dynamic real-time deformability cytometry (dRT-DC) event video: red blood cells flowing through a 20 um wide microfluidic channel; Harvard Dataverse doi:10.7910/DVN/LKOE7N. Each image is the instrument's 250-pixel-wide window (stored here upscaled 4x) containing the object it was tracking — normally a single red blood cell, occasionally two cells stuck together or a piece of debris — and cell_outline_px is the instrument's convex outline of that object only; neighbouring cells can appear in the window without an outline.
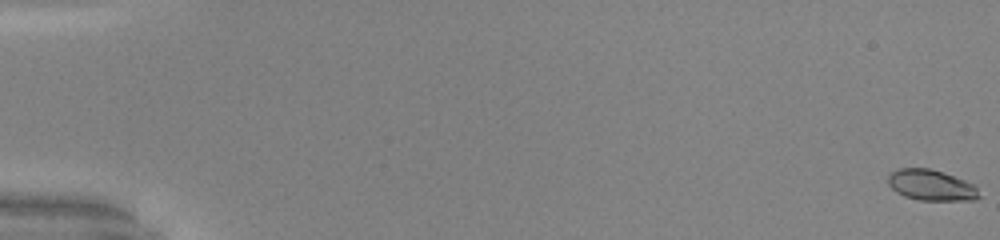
{"species": "common noctule bat (a hibernating species)", "species_latin": "Nyctalus noctula", "temperature_condition": "warm", "stored_images_in_passage": 53, "camera_frame_rate_fps": 3000, "um_per_image_px": 0.085, "animal": {"sex": "male", "body_mass_g": 20.0, "forearm_length_mm": 53.3}, "frame": {"image": 1, "passage_image": 1, "time_ms": 0.0, "image_size_px": [1000, 240], "cell_outline_px": [[980, 196], [976, 200], [920, 200], [904, 196], [896, 192], [888, 184], [888, 172], [896, 168], [928, 168], [976, 184]], "centroid_in_image_um": [79.13, 15.74], "position_along_channel_um": 5.9, "area_um2": 16.42}}
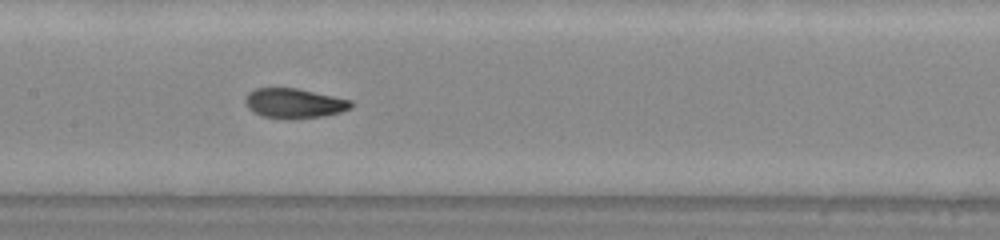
{"frame": {"image": 2, "passage_image": 28, "time_ms": 9.0, "image_size_px": [1000, 240], "cell_outline_px": [[352, 108], [340, 112], [324, 116], [288, 120], [260, 116], [252, 112], [248, 108], [244, 100], [248, 92], [256, 88], [296, 88], [352, 100]], "centroid_in_image_um": [24.98, 8.8], "position_along_channel_um": 182.4, "area_um2": 18.61}}
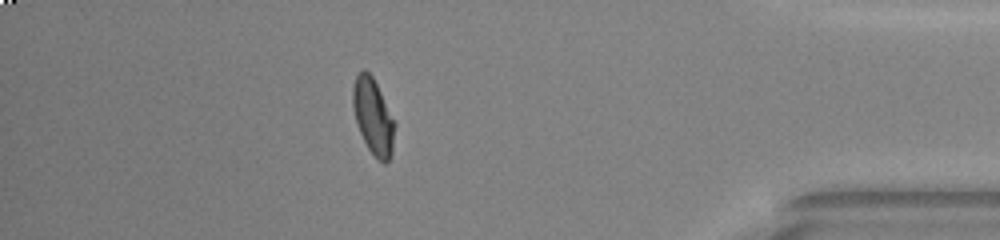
{"frame": {"image": 3, "passage_image": 47, "time_ms": 15.333, "image_size_px": [1000, 240], "cell_outline_px": [[396, 124], [392, 152], [388, 160], [384, 164], [368, 148], [356, 124], [352, 104], [352, 88], [356, 76], [364, 68], [372, 76]], "centroid_in_image_um": [31.71, 9.89], "position_along_channel_um": 403.5, "area_um2": 18.26}, "authors_computed_cell_mechanics": {"area_um2": 17.8602, "velocity_mm_per_s": 4.0792, "shape_relaxation_time_tau1_ms": 6.4383, "shape_relaxation_time_tau2_ms": 0.7344, "deformation_change_tau1": 0.2188, "deformation_change_tau2": 0.0487}}